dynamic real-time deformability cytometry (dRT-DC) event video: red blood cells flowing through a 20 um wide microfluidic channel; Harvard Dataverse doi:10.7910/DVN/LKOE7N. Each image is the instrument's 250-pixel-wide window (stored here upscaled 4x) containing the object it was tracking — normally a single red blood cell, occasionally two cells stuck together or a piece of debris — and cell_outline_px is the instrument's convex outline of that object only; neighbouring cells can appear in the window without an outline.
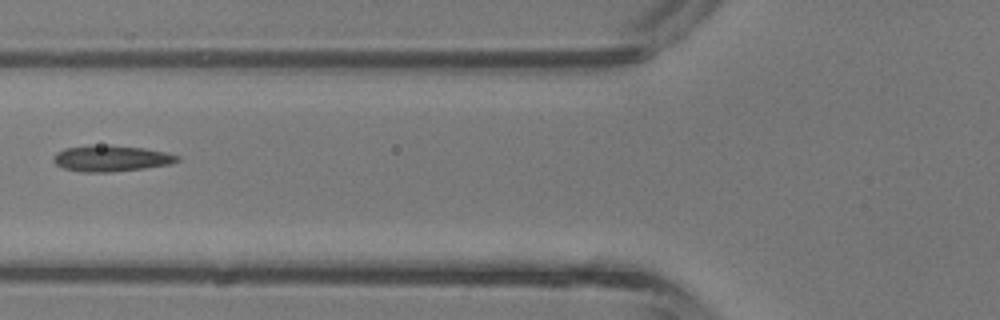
{"species": "common noctule bat (a hibernating species)", "species_latin": "Nyctalus noctula", "temperature_condition": "room temperature", "stored_images_in_passage": 31, "camera_frame_rate_fps": 3000, "um_per_image_px": 0.085, "animal": {"sex": "male", "body_mass_g": 13.3}, "frame": {"image": 1, "passage_image": 5, "time_ms": 1.333, "image_size_px": [1000, 320], "cell_outline_px": [[180, 160], [168, 164], [144, 168], [108, 172], [84, 172], [64, 168], [56, 164], [52, 160], [52, 156], [56, 152], [64, 148], [88, 144], [112, 144], [144, 148], [164, 152], [180, 156]], "centroid_in_image_um": [9.39, 13.43], "position_along_channel_um": 116.4, "area_um2": 19.07}}
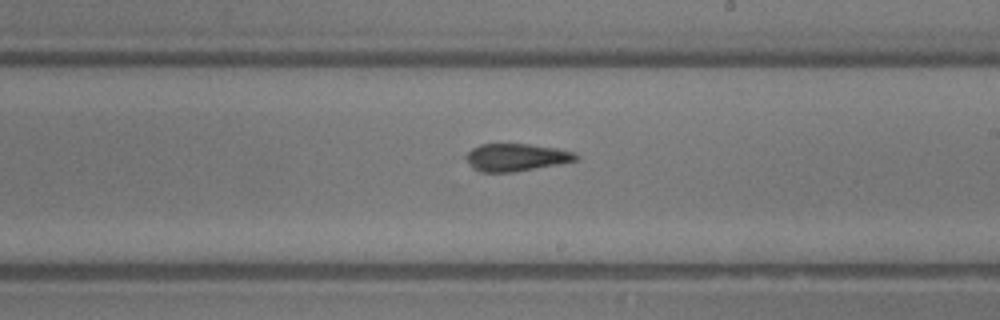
{"frame": {"image": 2, "passage_image": 13, "time_ms": 4.0, "image_size_px": [1000, 320], "cell_outline_px": [[580, 160], [560, 164], [512, 172], [480, 172], [472, 168], [468, 164], [464, 156], [472, 148], [480, 144], [528, 144], [556, 148], [576, 152], [580, 156]], "centroid_in_image_um": [43.89, 13.37], "position_along_channel_um": 245.1, "area_um2": 17.86}}
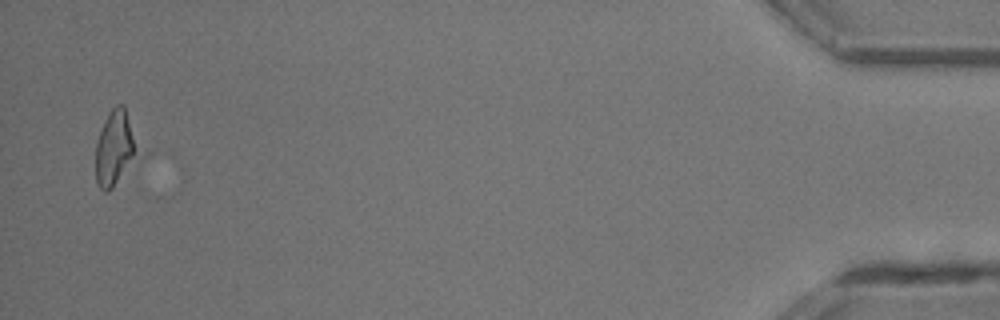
{"frame": {"image": 3, "passage_image": 30, "time_ms": 9.667, "image_size_px": [1000, 320], "cell_outline_px": [[148, 156], [108, 192], [104, 192], [100, 188], [96, 180], [96, 144], [104, 120], [112, 108], [116, 104], [124, 104]], "centroid_in_image_um": [9.98, 12.64], "position_along_channel_um": 425.2, "area_um2": 20.81}, "authors_computed_cell_mechanics": {"area_um2": 18.0914, "velocity_mm_per_s": 4.8247, "shape_relaxation_time_tau1_ms": 4.9985, "shape_relaxation_time_tau2_ms": 1.6414, "deformation_change_tau1": 0.156, "deformation_change_tau2": 0.085}}